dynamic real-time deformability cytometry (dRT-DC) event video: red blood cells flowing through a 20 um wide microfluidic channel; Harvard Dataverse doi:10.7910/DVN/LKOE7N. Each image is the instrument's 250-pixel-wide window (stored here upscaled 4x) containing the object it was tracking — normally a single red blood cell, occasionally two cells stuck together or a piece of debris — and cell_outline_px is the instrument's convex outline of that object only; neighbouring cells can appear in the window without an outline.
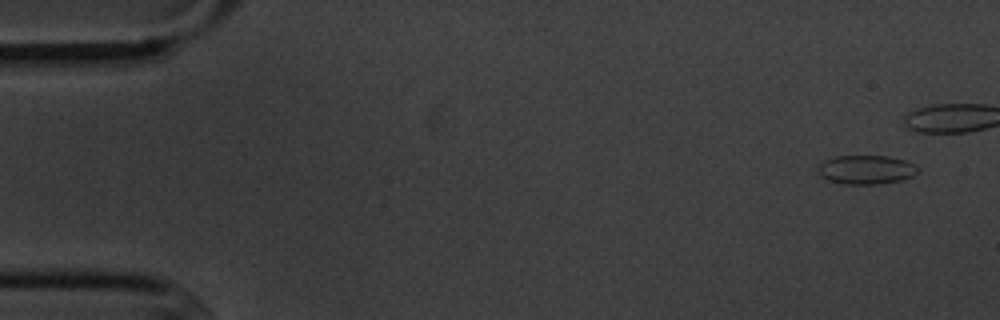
{"species": "common noctule bat (a hibernating species)", "species_latin": "Nyctalus noctula", "temperature_condition": "cold", "stored_images_in_passage": 11, "camera_frame_rate_fps": 3000, "um_per_image_px": 0.085, "animal": {"sex": "male", "body_mass_g": 20.1, "forearm_length_mm": 53.5}, "frame": {"image": 1, "passage_image": 1, "time_ms": 0.0, "image_size_px": [1000, 320], "cell_outline_px": [[920, 172], [904, 180], [880, 184], [844, 184], [828, 180], [820, 176], [816, 168], [824, 160], [836, 156], [888, 156], [904, 160], [916, 164], [920, 168]], "centroid_in_image_um": [73.66, 14.43], "position_along_channel_um": 11.3, "area_um2": 17.17}}
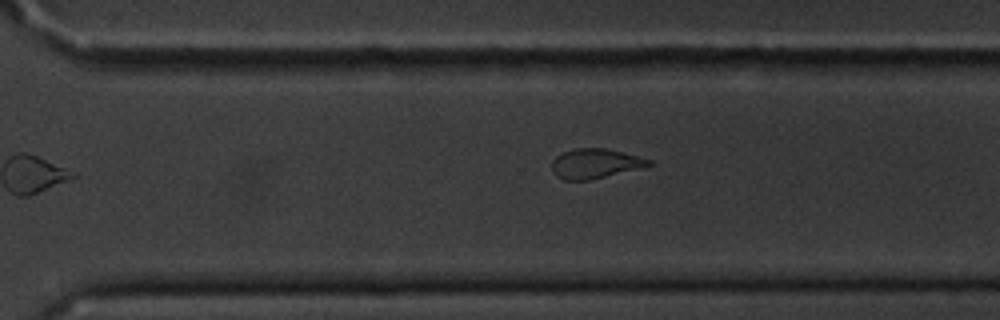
{"frame": {"image": 2, "passage_image": 11, "time_ms": 13.0, "image_size_px": [1000, 320], "cell_outline_px": [[656, 164], [588, 180], [564, 180], [556, 176], [552, 172], [552, 160], [556, 156], [564, 152], [576, 148], [608, 148], [652, 160]], "centroid_in_image_um": [50.58, 13.89], "position_along_channel_um": 320.0, "area_um2": 16.7}}